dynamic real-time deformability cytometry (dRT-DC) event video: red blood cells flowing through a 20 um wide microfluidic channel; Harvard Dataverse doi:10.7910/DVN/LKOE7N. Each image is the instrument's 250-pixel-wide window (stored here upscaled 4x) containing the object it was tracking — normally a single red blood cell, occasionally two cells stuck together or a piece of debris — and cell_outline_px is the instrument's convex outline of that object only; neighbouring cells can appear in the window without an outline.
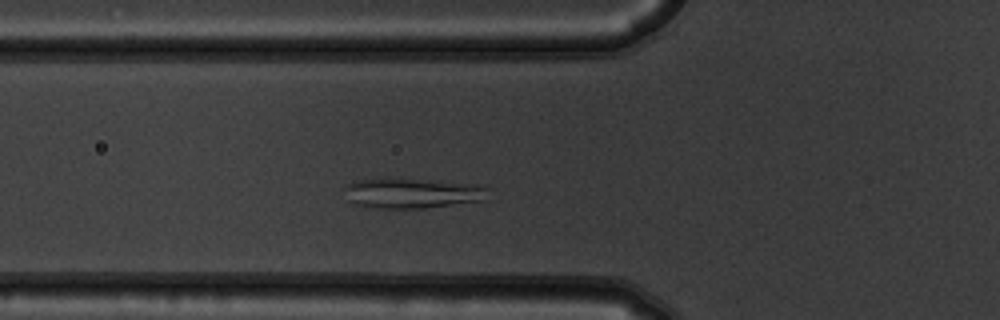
{"species": "common noctule bat (a hibernating species)", "species_latin": "Nyctalus noctula", "temperature_condition": "warm", "stored_images_in_passage": 38, "camera_frame_rate_fps": 3000, "um_per_image_px": 0.085, "animal": {"sex": "male", "body_mass_g": 19.5, "forearm_length_mm": 54.6}, "frame": {"image": 1, "passage_image": 3, "time_ms": 0.667, "image_size_px": [1000, 320], "cell_outline_px": [[492, 188], [488, 200], [424, 208], [376, 208], [356, 204], [348, 200], [344, 188], [344, 184], [352, 180], [392, 176], [396, 176], [488, 184]], "centroid_in_image_um": [35.15, 16.36], "position_along_channel_um": 90.7, "area_um2": 27.05}}
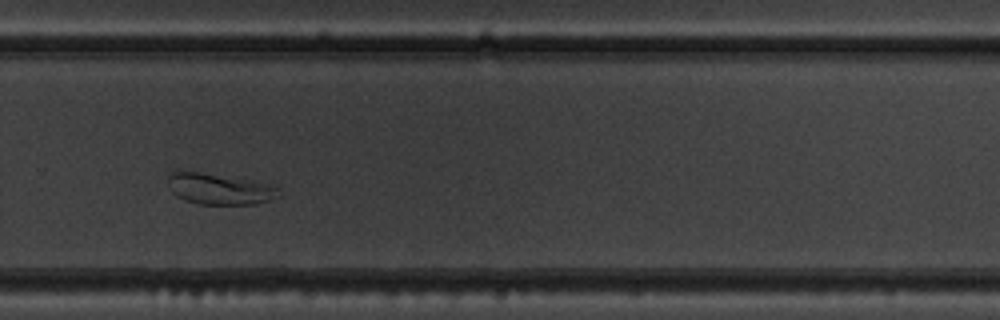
{"frame": {"image": 2, "passage_image": 21, "time_ms": 6.667, "image_size_px": [1000, 320], "cell_outline_px": [[280, 196], [272, 200], [252, 204], [200, 204], [184, 200], [176, 196], [172, 192], [168, 184], [168, 176], [176, 168], [272, 184], [276, 188]], "centroid_in_image_um": [18.59, 16.04], "position_along_channel_um": 311.2, "area_um2": 20.17}}
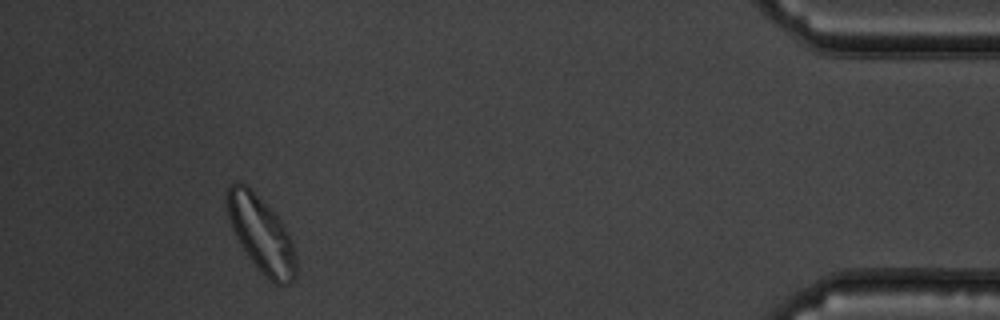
{"frame": {"image": 3, "passage_image": 34, "time_ms": 11.0, "image_size_px": [1000, 320], "cell_outline_px": [[296, 276], [288, 284], [276, 284], [260, 272], [256, 268], [248, 256], [236, 236], [232, 228], [228, 216], [224, 200], [224, 196], [228, 188], [236, 180], [244, 184], [272, 208], [288, 232], [296, 256]], "centroid_in_image_um": [22.18, 19.89], "position_along_channel_um": 413.0, "area_um2": 30.46}, "authors_computed_cell_mechanics": {"area_um2": 22.3108, "velocity_mm_per_s": 3.6754, "shape_relaxation_time_tau1_ms": 9.0468, "shape_relaxation_time_tau2_ms": null, "deformation_change_tau1": 0.184, "deformation_change_tau2": null}}